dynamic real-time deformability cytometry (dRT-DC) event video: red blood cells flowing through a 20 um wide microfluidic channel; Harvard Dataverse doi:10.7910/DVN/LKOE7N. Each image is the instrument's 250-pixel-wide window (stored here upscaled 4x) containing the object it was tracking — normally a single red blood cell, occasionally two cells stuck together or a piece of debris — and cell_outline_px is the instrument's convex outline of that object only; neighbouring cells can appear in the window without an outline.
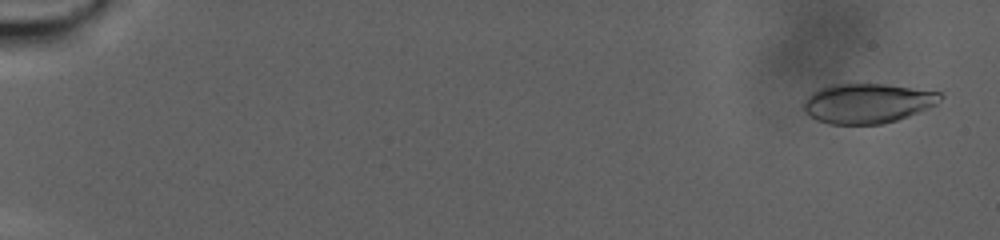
{"species": "human", "species_latin": "Homo sapiens", "temperature_condition": "warm", "stored_images_in_passage": 103, "camera_frame_rate_fps": 3000, "um_per_image_px": 0.085, "donor": {"sex": "male"}, "frame": {"image": 1, "passage_image": 4, "time_ms": 1.0, "image_size_px": [1000, 240], "cell_outline_px": [[944, 96], [936, 104], [928, 108], [908, 116], [896, 120], [880, 124], [828, 124], [816, 120], [808, 116], [804, 112], [804, 100], [812, 92], [820, 88], [832, 84], [884, 84], [940, 92]], "centroid_in_image_um": [73.7, 8.78], "position_along_channel_um": 11.3, "area_um2": 31.62}}
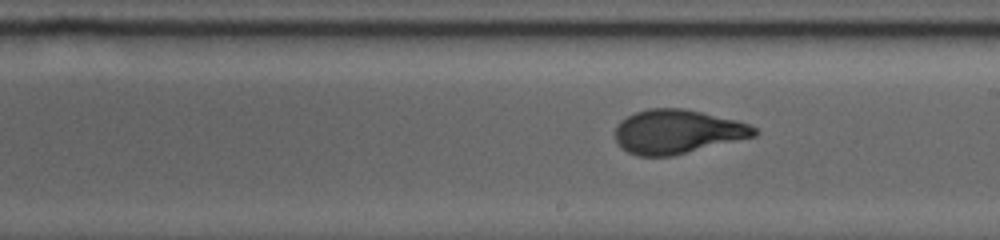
{"frame": {"image": 2, "passage_image": 63, "time_ms": 20.667, "image_size_px": [1000, 240], "cell_outline_px": [[760, 132], [756, 136], [672, 156], [636, 156], [620, 148], [616, 144], [616, 124], [620, 120], [636, 112], [648, 108], [684, 108], [736, 120], [748, 124], [756, 128]], "centroid_in_image_um": [57.55, 11.2], "position_along_channel_um": 231.4, "area_um2": 35.84}}
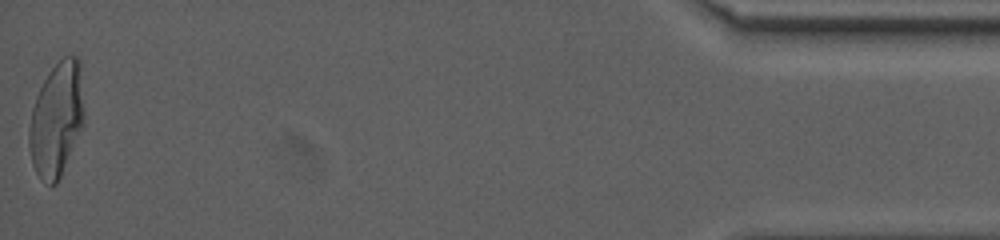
{"frame": {"image": 3, "passage_image": 103, "time_ms": 34.0, "image_size_px": [1000, 240], "cell_outline_px": [[84, 124], [60, 176], [56, 184], [48, 184], [40, 180], [32, 164], [28, 144], [28, 128], [32, 108], [36, 96], [48, 72], [64, 56], [80, 56], [84, 120]], "centroid_in_image_um": [4.8, 10.14], "position_along_channel_um": 430.4, "area_um2": 36.7}, "authors_computed_cell_mechanics": {"area_um2": 34.6222, "velocity_mm_per_s": 2.1043, "shape_relaxation_time_tau1_ms": 9.2768, "shape_relaxation_time_tau2_ms": 1.4181, "deformation_change_tau1": 0.2553, "deformation_change_tau2": 0.068}}